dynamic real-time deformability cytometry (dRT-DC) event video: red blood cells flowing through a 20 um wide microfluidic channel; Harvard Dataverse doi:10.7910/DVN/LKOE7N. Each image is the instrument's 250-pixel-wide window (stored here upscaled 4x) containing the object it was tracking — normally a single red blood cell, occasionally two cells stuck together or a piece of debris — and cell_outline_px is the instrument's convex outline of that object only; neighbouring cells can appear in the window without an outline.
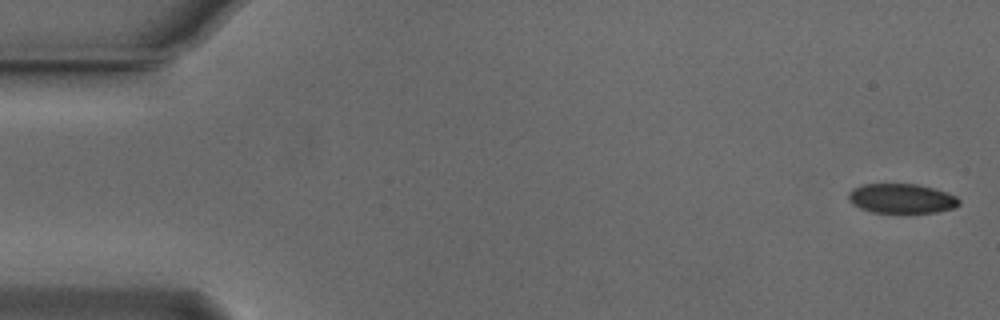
{"species": "Egyptian fruit bat (a non-hibernating species)", "species_latin": "Rousettus aegyptiacus", "temperature_condition": "cold", "stored_images_in_passage": 54, "camera_frame_rate_fps": 3000, "um_per_image_px": 0.085, "animal": {"sex": "male"}, "frame": {"image": 1, "passage_image": 1, "time_ms": 0.0, "image_size_px": [1000, 320], "cell_outline_px": [[960, 204], [952, 208], [936, 212], [872, 212], [860, 208], [852, 204], [848, 200], [848, 192], [852, 188], [864, 184], [916, 184], [948, 192], [956, 196], [960, 200]], "centroid_in_image_um": [76.61, 16.86], "position_along_channel_um": 8.4, "area_um2": 19.02}}
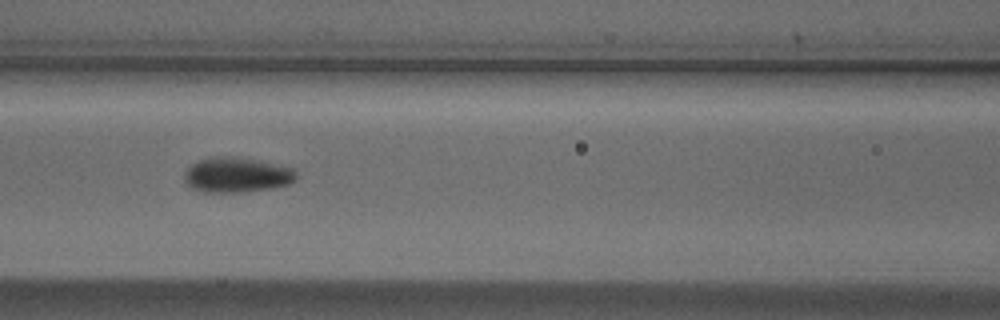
{"frame": {"image": 2, "passage_image": 23, "time_ms": 7.333, "image_size_px": [1000, 320], "cell_outline_px": [[296, 180], [288, 184], [268, 188], [240, 192], [204, 192], [192, 188], [184, 180], [184, 172], [192, 164], [200, 160], [216, 156], [224, 156], [252, 160], [292, 168], [296, 172]], "centroid_in_image_um": [20.08, 14.88], "position_along_channel_um": 146.5, "area_um2": 22.25}}
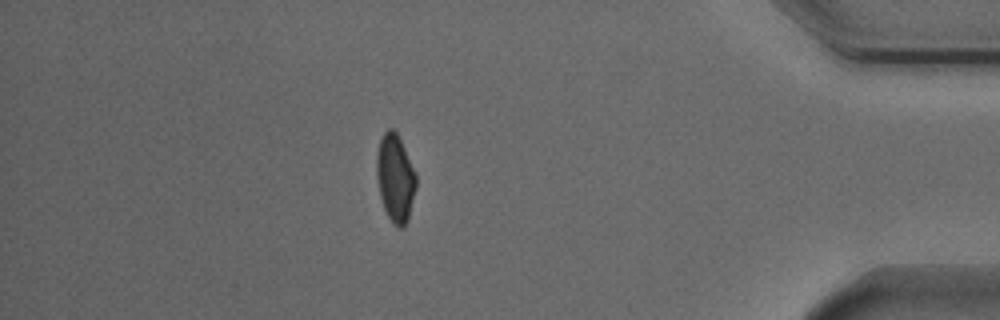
{"frame": {"image": 3, "passage_image": 47, "time_ms": 15.333, "image_size_px": [1000, 320], "cell_outline_px": [[416, 188], [408, 220], [404, 228], [400, 228], [388, 216], [384, 208], [380, 196], [376, 176], [376, 152], [380, 140], [384, 132], [388, 128], [392, 128], [396, 132], [404, 148], [416, 176]], "centroid_in_image_um": [33.58, 15.13], "position_along_channel_um": 401.6, "area_um2": 19.94}, "authors_computed_cell_mechanics": {"area_um2": 20.6635, "velocity_mm_per_s": 3.7402, "shape_relaxation_time_tau1_ms": 4.1759, "shape_relaxation_time_tau2_ms": 6.4121, "deformation_change_tau1": 0.0914, "deformation_change_tau2": 0.0539}}